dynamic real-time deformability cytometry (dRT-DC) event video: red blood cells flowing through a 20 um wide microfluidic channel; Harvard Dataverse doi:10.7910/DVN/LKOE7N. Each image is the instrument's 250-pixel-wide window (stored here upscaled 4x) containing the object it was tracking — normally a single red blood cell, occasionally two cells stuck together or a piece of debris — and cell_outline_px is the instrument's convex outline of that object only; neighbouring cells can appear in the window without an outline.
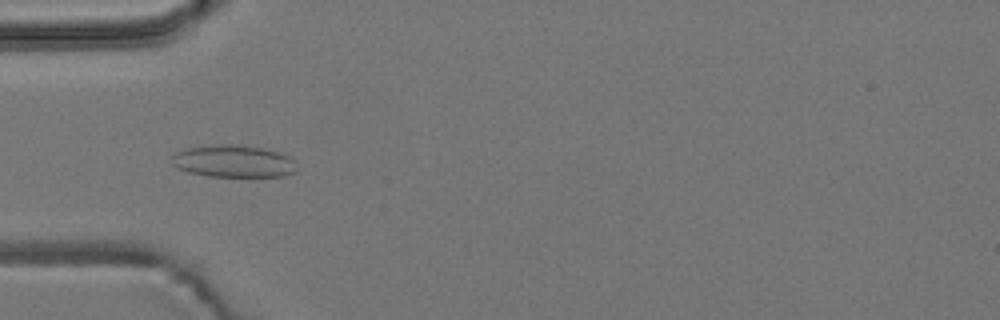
{"species": "common noctule bat (a hibernating species)", "species_latin": "Nyctalus noctula", "temperature_condition": "room temperature", "stored_images_in_passage": 51, "camera_frame_rate_fps": 3000, "um_per_image_px": 0.085, "animal": {"sex": "male", "body_mass_g": 19.2, "forearm_length_mm": 51.8}, "frame": {"image": 1, "passage_image": 13, "time_ms": 4.0, "image_size_px": [1000, 320], "cell_outline_px": [[296, 172], [284, 176], [208, 176], [188, 172], [172, 164], [172, 156], [176, 152], [188, 148], [220, 144], [232, 144], [260, 148], [280, 152], [288, 156], [292, 160], [296, 168]], "centroid_in_image_um": [19.85, 13.71], "position_along_channel_um": 65.2, "area_um2": 23.18}}
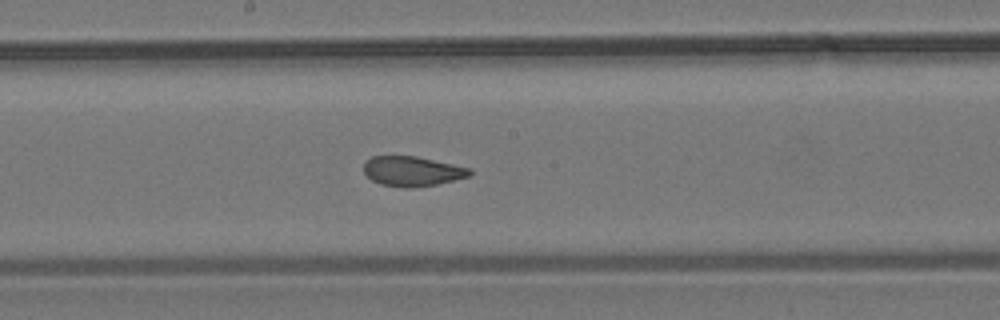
{"frame": {"image": 2, "passage_image": 25, "time_ms": 8.0, "image_size_px": [1000, 320], "cell_outline_px": [[472, 172], [468, 176], [436, 184], [412, 188], [404, 188], [380, 184], [372, 180], [364, 172], [364, 160], [372, 156], [416, 156], [472, 168]], "centroid_in_image_um": [35.01, 14.55], "position_along_channel_um": 213.2, "area_um2": 18.44}}
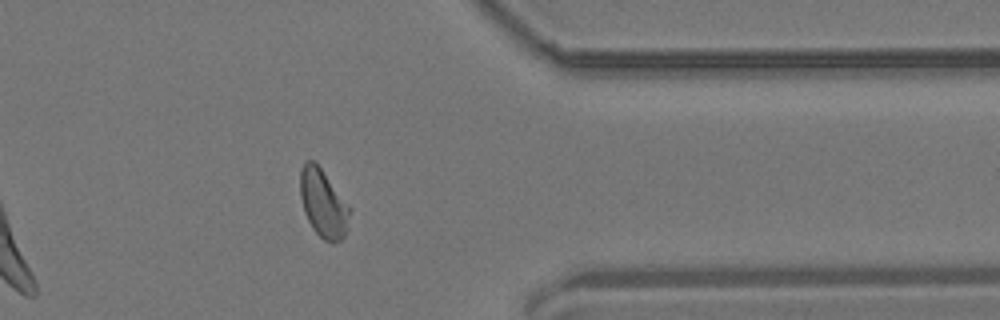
{"frame": {"image": 3, "passage_image": 40, "time_ms": 13.0, "image_size_px": [1000, 320], "cell_outline_px": [[352, 208], [348, 228], [344, 236], [340, 240], [332, 244], [324, 240], [312, 228], [304, 212], [300, 196], [300, 172], [304, 160], [312, 160], [320, 168]], "centroid_in_image_um": [27.49, 17.32], "position_along_channel_um": 383.9, "area_um2": 19.77}, "authors_computed_cell_mechanics": {"area_um2": 19.652, "velocity_mm_per_s": 3.696, "shape_relaxation_time_tau1_ms": 8.1069, "shape_relaxation_time_tau2_ms": 1.0943, "deformation_change_tau1": 0.1452, "deformation_change_tau2": 0.0736}}